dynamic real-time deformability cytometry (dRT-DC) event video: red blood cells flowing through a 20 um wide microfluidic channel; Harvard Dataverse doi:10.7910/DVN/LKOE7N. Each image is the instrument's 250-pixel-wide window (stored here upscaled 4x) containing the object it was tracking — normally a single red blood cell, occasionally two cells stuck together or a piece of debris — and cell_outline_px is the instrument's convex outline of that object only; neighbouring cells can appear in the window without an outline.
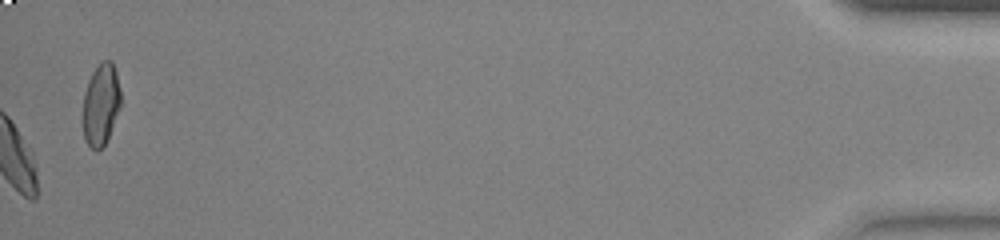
{"species": "common noctule bat (a hibernating species)", "species_latin": "Nyctalus noctula", "temperature_condition": "warm", "stored_images_in_passage": 51, "camera_frame_rate_fps": 3000, "um_per_image_px": 0.085, "animal": {"sex": "female", "body_mass_g": 23.0, "forearm_length_mm": 53.4}, "frame": {"image": 1, "passage_image": 51, "time_ms": 16.667, "image_size_px": [1000, 240], "cell_outline_px": [[120, 108], [108, 136], [104, 144], [96, 152], [88, 144], [84, 136], [80, 120], [84, 92], [88, 80], [92, 72], [104, 60], [112, 60], [116, 72], [120, 88]], "centroid_in_image_um": [8.53, 8.88], "position_along_channel_um": 426.7, "area_um2": 18.32}, "authors_computed_cell_mechanics": {"area_um2": 19.2474, "velocity_mm_per_s": 3.9362, "shape_relaxation_time_tau1_ms": 3.6922, "shape_relaxation_time_tau2_ms": 2.0878, "deformation_change_tau1": 0.151, "deformation_change_tau2": 0.0314}}